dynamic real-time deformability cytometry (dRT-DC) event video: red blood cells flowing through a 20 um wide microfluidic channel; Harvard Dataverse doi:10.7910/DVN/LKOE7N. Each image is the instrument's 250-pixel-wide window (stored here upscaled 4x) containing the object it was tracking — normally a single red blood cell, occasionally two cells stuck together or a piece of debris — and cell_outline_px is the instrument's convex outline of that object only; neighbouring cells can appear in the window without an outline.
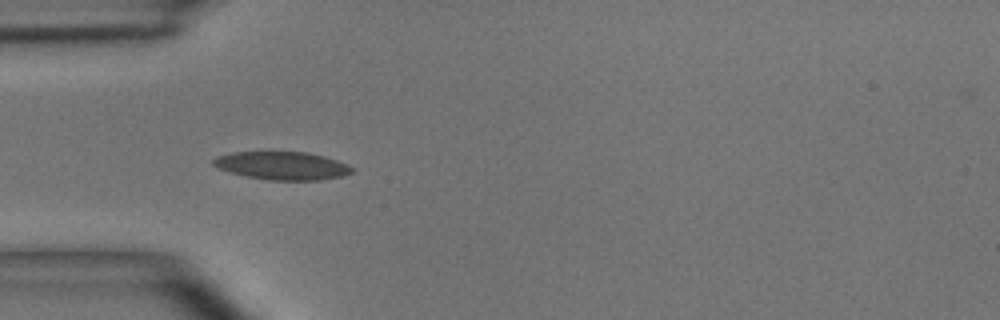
{"species": "common noctule bat (a hibernating species)", "species_latin": "Nyctalus noctula", "temperature_condition": "room temperature", "stored_images_in_passage": 5, "camera_frame_rate_fps": 3000, "um_per_image_px": 0.085, "animal": {"sex": "male", "body_mass_g": 15.6}, "frame": {"image": 1, "passage_image": 4, "time_ms": 3.667, "image_size_px": [1000, 320], "cell_outline_px": [[356, 168], [352, 172], [344, 176], [320, 180], [268, 180], [248, 176], [232, 172], [220, 168], [212, 164], [212, 160], [220, 156], [232, 152], [308, 152], [324, 156], [348, 164]], "centroid_in_image_um": [24.07, 14.08], "position_along_channel_um": 60.9, "area_um2": 22.54}}
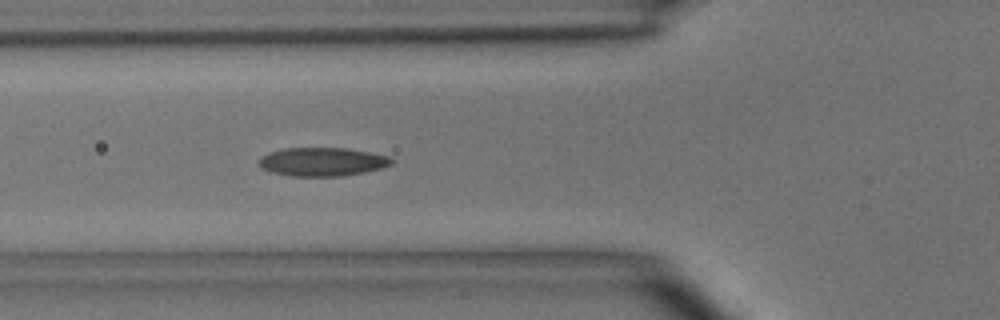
{"frame": {"image": 2, "passage_image": 5, "time_ms": 4.667, "image_size_px": [1000, 320], "cell_outline_px": [[396, 160], [392, 164], [380, 168], [364, 172], [344, 176], [292, 176], [272, 172], [260, 168], [256, 160], [260, 156], [268, 152], [284, 148], [348, 148], [388, 156]], "centroid_in_image_um": [27.35, 13.75], "position_along_channel_um": 98.4, "area_um2": 22.31}}